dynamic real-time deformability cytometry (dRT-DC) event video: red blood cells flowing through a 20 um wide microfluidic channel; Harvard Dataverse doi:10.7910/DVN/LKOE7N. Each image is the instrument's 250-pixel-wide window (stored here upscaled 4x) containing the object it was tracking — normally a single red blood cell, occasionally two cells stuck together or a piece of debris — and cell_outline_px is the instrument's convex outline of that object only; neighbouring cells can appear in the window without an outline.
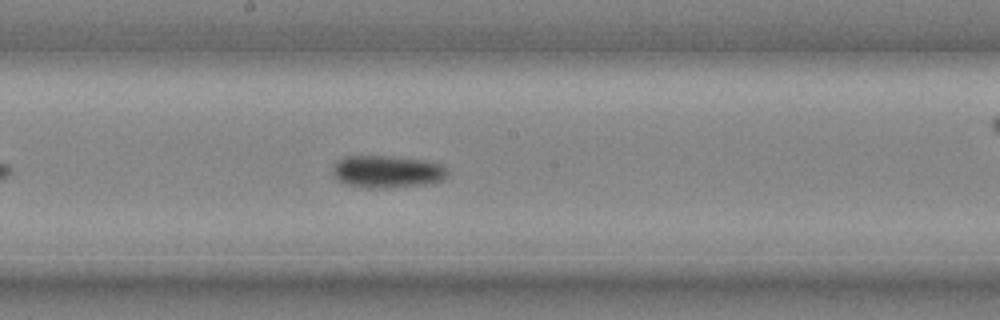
{"species": "common noctule bat (a hibernating species)", "species_latin": "Nyctalus noctula", "temperature_condition": "cold", "stored_images_in_passage": 25, "camera_frame_rate_fps": 3000, "um_per_image_px": 0.085, "animal": {"sex": "male", "body_mass_g": 20.4}, "frame": {"image": 1, "passage_image": 11, "time_ms": 3.333, "image_size_px": [1000, 320], "cell_outline_px": [[448, 176], [440, 180], [424, 184], [384, 188], [368, 188], [344, 184], [332, 172], [332, 168], [336, 160], [348, 156], [388, 156], [424, 160], [440, 164], [448, 168]], "centroid_in_image_um": [32.9, 14.58], "position_along_channel_um": 215.3, "area_um2": 21.56}}
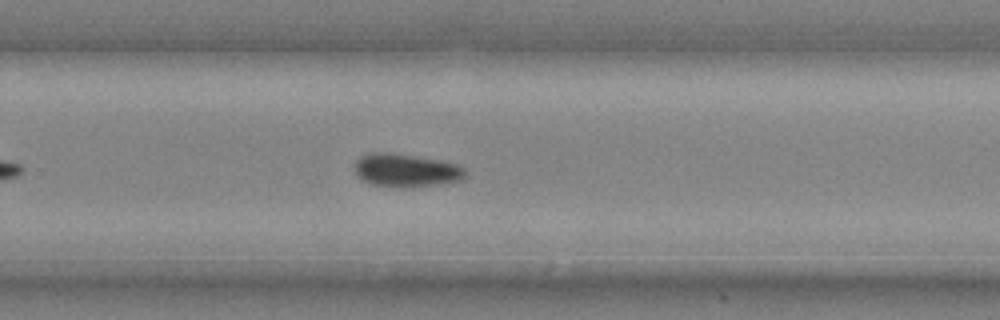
{"frame": {"image": 2, "passage_image": 15, "time_ms": 4.667, "image_size_px": [1000, 320], "cell_outline_px": [[464, 176], [460, 180], [436, 184], [404, 188], [400, 188], [372, 184], [364, 180], [356, 172], [356, 160], [360, 156], [376, 152], [392, 152], [440, 160], [460, 164], [464, 168]], "centroid_in_image_um": [34.52, 14.47], "position_along_channel_um": 295.3, "area_um2": 21.21}}
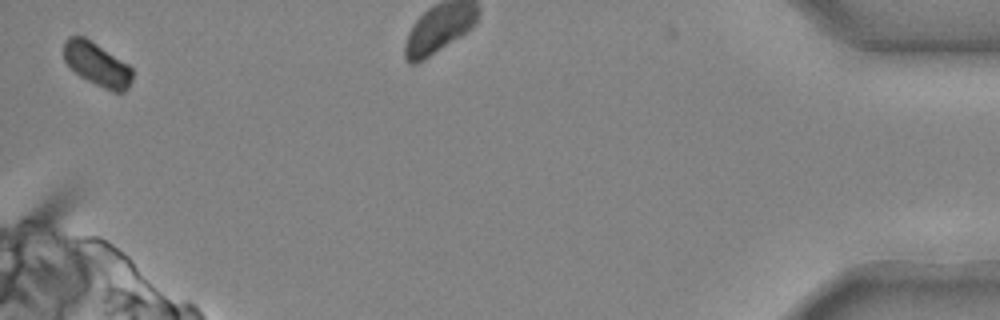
{"frame": {"image": 3, "passage_image": 25, "time_ms": 8.0, "image_size_px": [1000, 320], "cell_outline_px": [[132, 80], [128, 88], [124, 92], [112, 92], [80, 76], [64, 60], [64, 40], [68, 36], [84, 36], [128, 64], [132, 68]], "centroid_in_image_um": [8.26, 5.46], "position_along_channel_um": 426.9, "area_um2": 17.22}}